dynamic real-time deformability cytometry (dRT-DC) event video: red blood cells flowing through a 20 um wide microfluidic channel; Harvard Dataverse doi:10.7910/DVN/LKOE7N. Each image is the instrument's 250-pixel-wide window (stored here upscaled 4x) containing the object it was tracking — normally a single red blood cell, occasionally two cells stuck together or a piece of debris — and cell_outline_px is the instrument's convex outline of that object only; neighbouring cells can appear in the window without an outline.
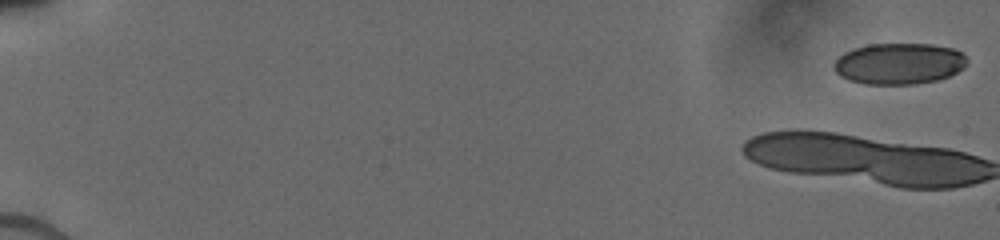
{"species": "human", "species_latin": "Homo sapiens", "temperature_condition": "cold", "stored_images_in_passage": 16, "camera_frame_rate_fps": 3000, "um_per_image_px": 0.085, "donor": {"sex": "male"}, "frame": {"image": 1, "passage_image": 1, "time_ms": 0.0, "image_size_px": [1000, 240], "cell_outline_px": [[968, 60], [964, 68], [948, 76], [936, 80], [916, 84], [864, 84], [848, 80], [840, 76], [832, 68], [832, 64], [844, 52], [868, 44], [932, 44], [952, 48], [960, 52]], "centroid_in_image_um": [76.39, 5.41], "position_along_channel_um": 8.6, "area_um2": 32.02}}